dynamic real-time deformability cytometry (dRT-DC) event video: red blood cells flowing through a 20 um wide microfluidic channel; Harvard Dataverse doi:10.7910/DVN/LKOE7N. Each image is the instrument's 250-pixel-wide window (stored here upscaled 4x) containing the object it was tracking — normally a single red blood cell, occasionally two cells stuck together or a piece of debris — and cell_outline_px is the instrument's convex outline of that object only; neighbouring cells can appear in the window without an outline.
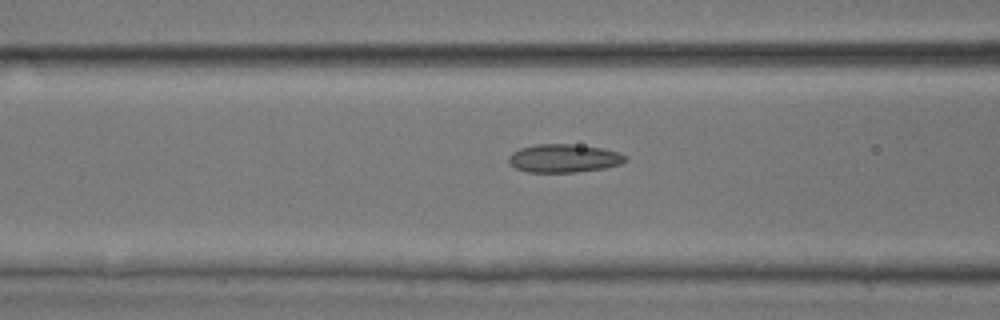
{"species": "common noctule bat (a hibernating species)", "species_latin": "Nyctalus noctula", "temperature_condition": "room temperature", "stored_images_in_passage": 14, "camera_frame_rate_fps": 3000, "um_per_image_px": 0.085, "animal": {"sex": "male", "body_mass_g": 17.9, "forearm_length_mm": 54.2}, "frame": {"image": 1, "passage_image": 12, "time_ms": 3.667, "image_size_px": [1000, 320], "cell_outline_px": [[628, 160], [624, 164], [604, 168], [576, 172], [528, 172], [516, 168], [508, 164], [508, 156], [512, 152], [520, 148], [536, 144], [572, 144], [600, 148], [620, 152]], "centroid_in_image_um": [47.92, 13.46], "position_along_channel_um": 118.7, "area_um2": 19.36}}